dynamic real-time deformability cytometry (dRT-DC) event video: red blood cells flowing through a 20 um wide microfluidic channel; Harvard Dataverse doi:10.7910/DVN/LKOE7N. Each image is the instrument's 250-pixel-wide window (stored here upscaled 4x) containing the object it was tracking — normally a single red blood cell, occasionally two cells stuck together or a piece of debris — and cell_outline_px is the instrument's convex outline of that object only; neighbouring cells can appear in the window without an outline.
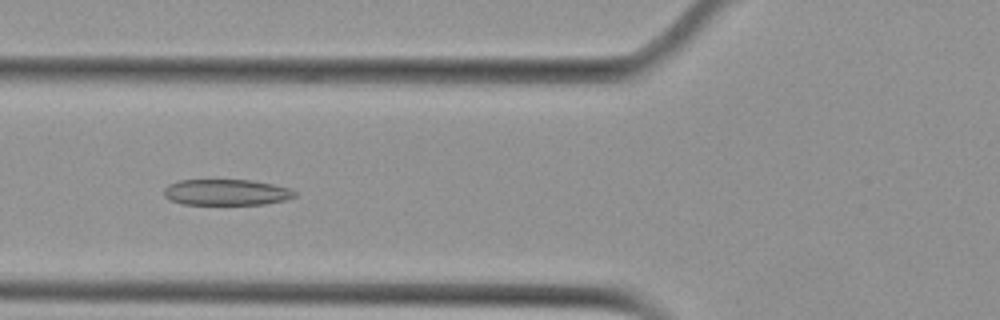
{"species": "Egyptian fruit bat (a non-hibernating species)", "species_latin": "Rousettus aegyptiacus", "temperature_condition": "cold", "stored_images_in_passage": 54, "camera_frame_rate_fps": 3000, "um_per_image_px": 0.085, "animal": {"sex": "female"}, "frame": {"image": 1, "passage_image": 21, "time_ms": 6.667, "image_size_px": [1000, 320], "cell_outline_px": [[296, 196], [284, 200], [264, 204], [180, 204], [168, 200], [164, 196], [164, 188], [168, 184], [180, 180], [252, 180], [292, 188], [296, 192]], "centroid_in_image_um": [19.22, 16.34], "position_along_channel_um": 106.6, "area_um2": 19.94}}
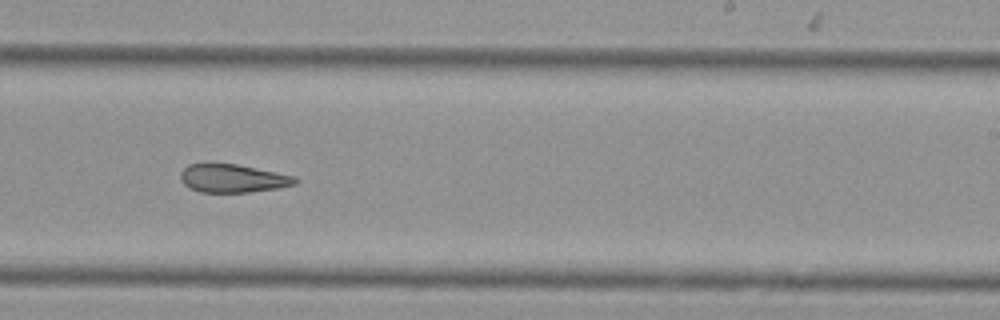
{"frame": {"image": 2, "passage_image": 34, "time_ms": 11.0, "image_size_px": [1000, 320], "cell_outline_px": [[300, 180], [296, 184], [276, 188], [248, 192], [200, 192], [188, 188], [180, 180], [180, 172], [188, 164], [208, 160], [236, 164], [296, 176]], "centroid_in_image_um": [19.71, 15.12], "position_along_channel_um": 269.3, "area_um2": 19.54}}
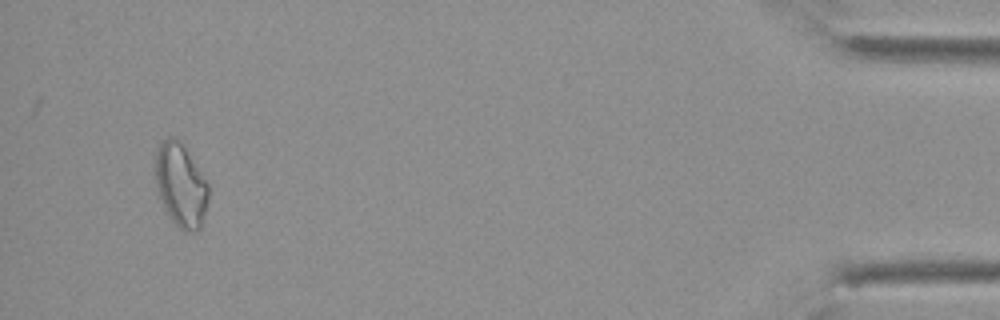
{"frame": {"image": 3, "passage_image": 52, "time_ms": 17.0, "image_size_px": [1000, 320], "cell_outline_px": [[208, 196], [200, 228], [196, 232], [184, 232], [168, 216], [160, 200], [156, 188], [156, 148], [168, 136], [172, 136], [180, 140], [208, 184]], "centroid_in_image_um": [15.34, 15.74], "position_along_channel_um": 419.9, "area_um2": 25.55}, "authors_computed_cell_mechanics": {"area_um2": 23.2067, "velocity_mm_per_s": 3.7662, "shape_relaxation_time_tau1_ms": null, "shape_relaxation_time_tau2_ms": 3.3524, "deformation_change_tau1": null, "deformation_change_tau2": 0.0993}}